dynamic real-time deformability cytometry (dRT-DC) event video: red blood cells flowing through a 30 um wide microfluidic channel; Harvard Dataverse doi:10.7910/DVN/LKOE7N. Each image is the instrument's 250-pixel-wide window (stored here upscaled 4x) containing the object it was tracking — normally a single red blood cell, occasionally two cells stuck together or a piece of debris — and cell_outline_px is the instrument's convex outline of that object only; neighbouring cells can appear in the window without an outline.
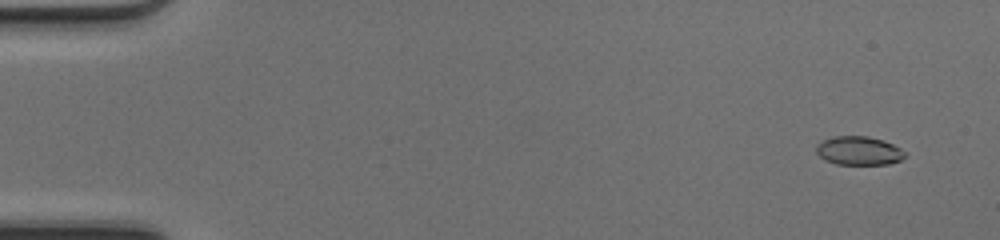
{"species": "common noctule bat (a hibernating species)", "species_latin": "Nyctalus noctula", "temperature_condition": "cold", "stored_images_in_passage": 51, "camera_frame_rate_fps": 3000, "um_per_image_px": 0.085, "animal": {"sex": "female", "body_mass_g": 17.0, "forearm_length_mm": 48.0}, "frame": {"image": 1, "passage_image": 4, "time_ms": 1.0, "image_size_px": [1000, 240], "cell_outline_px": [[908, 156], [900, 160], [888, 164], [836, 164], [824, 160], [816, 152], [816, 144], [832, 136], [868, 136], [884, 140], [900, 148]], "centroid_in_image_um": [73.0, 12.81], "position_along_channel_um": 12.0, "area_um2": 14.91}}
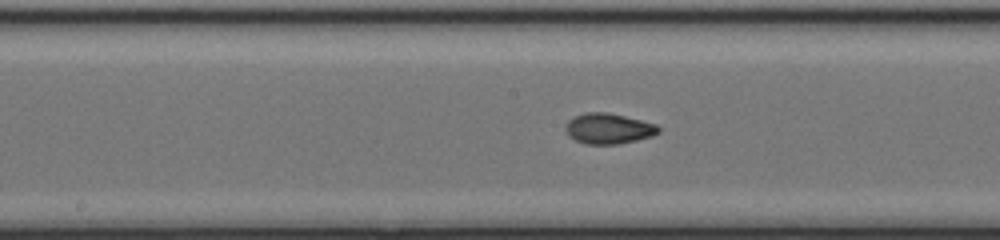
{"frame": {"image": 2, "passage_image": 27, "time_ms": 8.667, "image_size_px": [1000, 240], "cell_outline_px": [[660, 132], [652, 136], [636, 140], [616, 144], [584, 144], [568, 136], [564, 128], [564, 124], [568, 120], [584, 112], [608, 112], [656, 124], [660, 128]], "centroid_in_image_um": [51.69, 10.93], "position_along_channel_um": 196.5, "area_um2": 16.59}}
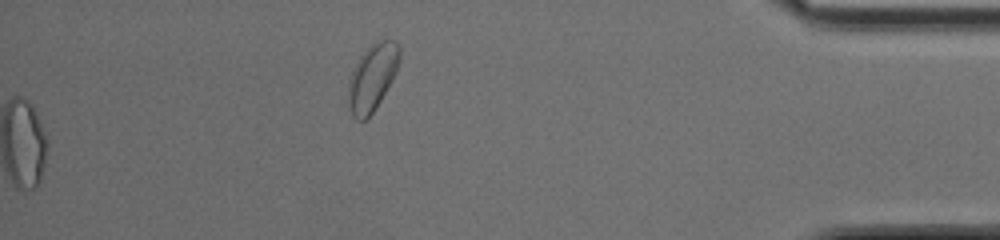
{"frame": {"image": 3, "passage_image": 51, "time_ms": 16.667, "image_size_px": [1000, 240], "cell_outline_px": [[400, 60], [396, 72], [392, 80], [376, 108], [364, 120], [356, 120], [352, 116], [348, 108], [348, 80], [352, 68], [360, 56], [372, 44], [384, 36], [396, 40], [400, 48]], "centroid_in_image_um": [31.65, 6.53], "position_along_channel_um": 403.6, "area_um2": 20.35}, "authors_computed_cell_mechanics": {"area_um2": 15.895, "velocity_mm_per_s": 4.2439, "shape_relaxation_time_tau1_ms": 3.9931, "shape_relaxation_time_tau2_ms": 1.4137, "deformation_change_tau1": 0.1735, "deformation_change_tau2": 0.0573}}